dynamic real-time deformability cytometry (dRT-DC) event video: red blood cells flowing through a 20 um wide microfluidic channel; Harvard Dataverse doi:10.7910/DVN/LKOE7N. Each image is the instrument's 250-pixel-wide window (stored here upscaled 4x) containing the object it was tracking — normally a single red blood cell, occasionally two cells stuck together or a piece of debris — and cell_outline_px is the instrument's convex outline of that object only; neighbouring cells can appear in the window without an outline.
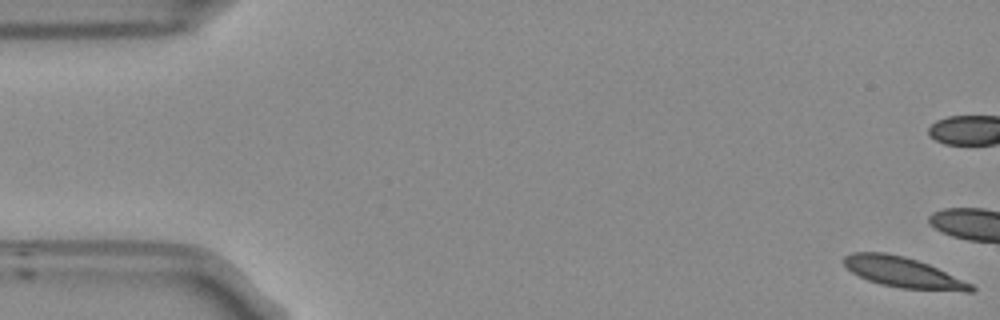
{"species": "Egyptian fruit bat (a non-hibernating species)", "species_latin": "Rousettus aegyptiacus", "temperature_condition": "room temperature", "stored_images_in_passage": 14, "camera_frame_rate_fps": 3000, "um_per_image_px": 0.085, "frame": {"image": 1, "passage_image": 1, "time_ms": 0.0, "image_size_px": [1000, 320], "cell_outline_px": [[976, 288], [972, 292], [964, 292], [900, 288], [880, 284], [868, 280], [852, 272], [844, 264], [844, 256], [852, 252], [884, 252], [904, 256], [928, 264], [972, 284]], "centroid_in_image_um": [76.78, 23.16], "position_along_channel_um": 8.2, "area_um2": 22.43}}